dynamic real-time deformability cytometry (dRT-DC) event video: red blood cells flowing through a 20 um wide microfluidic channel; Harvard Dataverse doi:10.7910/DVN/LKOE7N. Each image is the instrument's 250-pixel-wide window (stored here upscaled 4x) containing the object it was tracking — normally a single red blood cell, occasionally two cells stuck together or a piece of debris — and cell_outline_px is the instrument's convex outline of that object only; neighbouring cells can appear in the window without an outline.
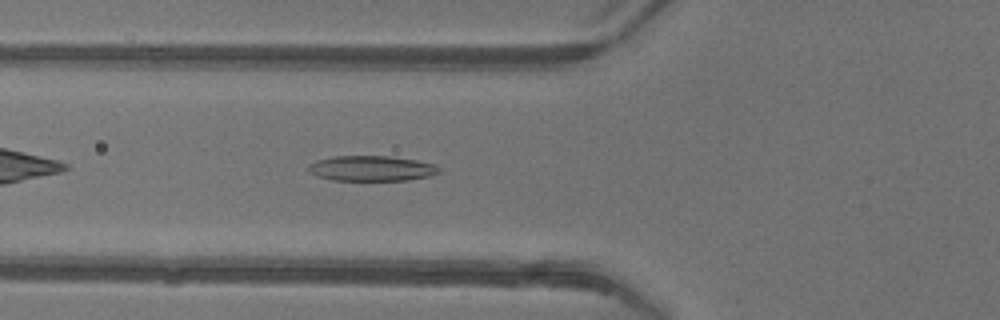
{"species": "common noctule bat (a hibernating species)", "species_latin": "Nyctalus noctula", "temperature_condition": "warm", "stored_images_in_passage": 35, "camera_frame_rate_fps": 3000, "um_per_image_px": 0.085, "animal": {"sex": "female"}, "frame": {"image": 1, "passage_image": 5, "time_ms": 1.333, "image_size_px": [1000, 320], "cell_outline_px": [[440, 172], [428, 176], [408, 180], [332, 180], [316, 176], [308, 172], [308, 164], [316, 160], [336, 156], [392, 156], [416, 160], [436, 164], [440, 168]], "centroid_in_image_um": [31.56, 14.31], "position_along_channel_um": 94.2, "area_um2": 19.36}}
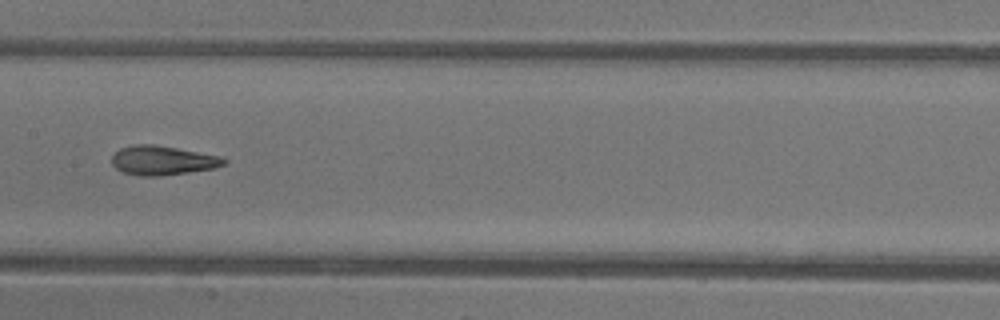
{"frame": {"image": 2, "passage_image": 12, "time_ms": 3.667, "image_size_px": [1000, 320], "cell_outline_px": [[228, 160], [224, 164], [212, 168], [188, 172], [160, 176], [140, 176], [124, 172], [116, 168], [112, 164], [112, 156], [120, 148], [136, 144], [152, 144], [176, 148], [220, 156]], "centroid_in_image_um": [13.79, 13.63], "position_along_channel_um": 193.6, "area_um2": 18.84}}
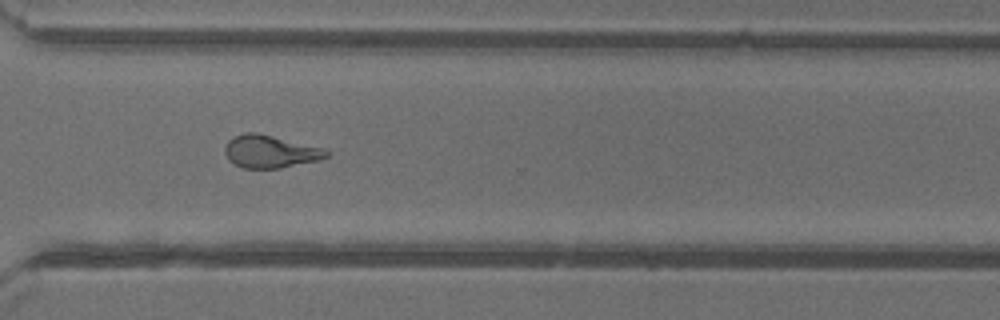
{"frame": {"image": 3, "passage_image": 23, "time_ms": 7.333, "image_size_px": [1000, 320], "cell_outline_px": [[328, 156], [316, 160], [280, 168], [244, 168], [228, 160], [224, 152], [224, 148], [228, 140], [244, 132], [256, 132], [324, 148], [328, 152]], "centroid_in_image_um": [22.92, 12.87], "position_along_channel_um": 347.7, "area_um2": 19.07}, "authors_computed_cell_mechanics": {"area_um2": 19.363, "velocity_mm_per_s": 4.2144, "shape_relaxation_time_tau1_ms": 7.8886, "shape_relaxation_time_tau2_ms": 1.8247, "deformation_change_tau1": 0.2509, "deformation_change_tau2": 0.1015}}